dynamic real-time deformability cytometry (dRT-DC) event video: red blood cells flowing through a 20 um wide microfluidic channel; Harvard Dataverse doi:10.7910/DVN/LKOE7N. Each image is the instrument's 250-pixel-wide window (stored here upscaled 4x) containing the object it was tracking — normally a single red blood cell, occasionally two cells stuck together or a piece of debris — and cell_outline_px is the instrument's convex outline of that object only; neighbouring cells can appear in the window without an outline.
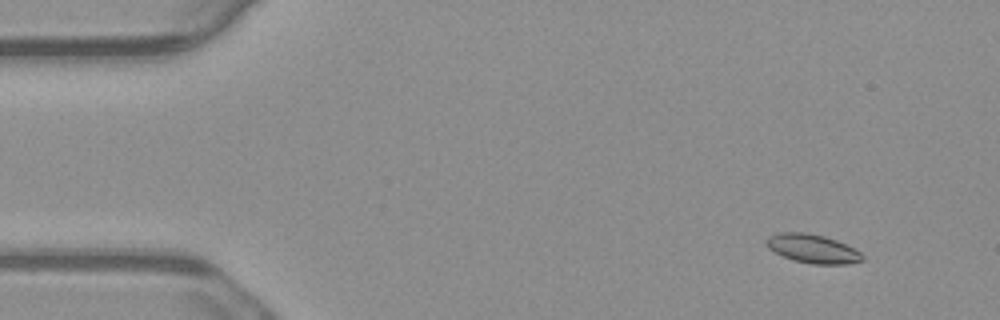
{"species": "common noctule bat (a hibernating species)", "species_latin": "Nyctalus noctula", "temperature_condition": "warm", "stored_images_in_passage": 4, "camera_frame_rate_fps": 3000, "um_per_image_px": 0.085, "animal": {"sex": "male", "body_mass_g": 23.1, "forearm_length_mm": 52.7}, "frame": {"image": 1, "passage_image": 1, "time_ms": 0.0, "image_size_px": [1000, 320], "cell_outline_px": [[864, 260], [848, 264], [812, 264], [792, 260], [768, 248], [764, 244], [764, 240], [768, 236], [780, 232], [804, 232], [824, 236], [836, 240], [860, 252], [864, 256]], "centroid_in_image_um": [69.04, 21.13], "position_along_channel_um": 16.0, "area_um2": 16.13}}
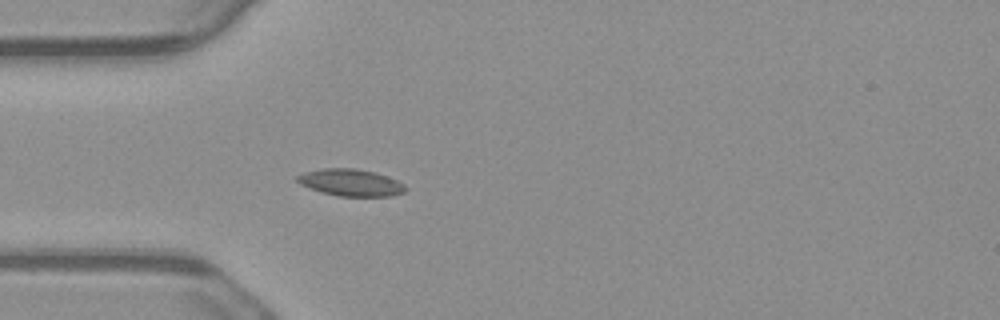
{"frame": {"image": 2, "passage_image": 4, "time_ms": 1.0, "image_size_px": [1000, 320], "cell_outline_px": [[408, 188], [404, 192], [392, 196], [340, 196], [320, 192], [300, 184], [296, 180], [296, 176], [304, 172], [324, 168], [356, 168], [376, 172], [396, 180], [404, 184]], "centroid_in_image_um": [29.81, 15.51], "position_along_channel_um": 55.2, "area_um2": 17.05}}